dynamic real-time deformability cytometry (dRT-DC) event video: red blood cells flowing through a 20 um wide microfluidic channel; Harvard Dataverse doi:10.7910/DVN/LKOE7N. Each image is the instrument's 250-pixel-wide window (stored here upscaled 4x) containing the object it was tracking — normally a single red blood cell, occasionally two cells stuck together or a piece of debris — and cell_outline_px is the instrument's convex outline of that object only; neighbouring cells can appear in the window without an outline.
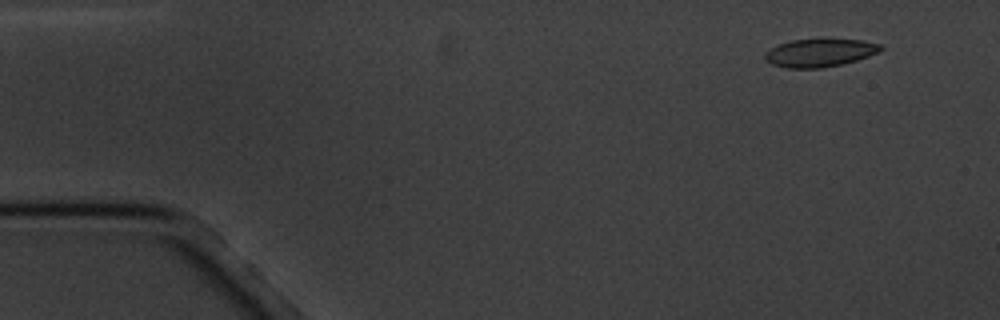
{"species": "common noctule bat (a hibernating species)", "species_latin": "Nyctalus noctula", "temperature_condition": "cold", "stored_images_in_passage": 4, "camera_frame_rate_fps": 3000, "um_per_image_px": 0.085, "animal": {"sex": "male", "body_mass_g": 20.1, "forearm_length_mm": 53.5}, "frame": {"image": 1, "passage_image": 1, "time_ms": 0.0, "image_size_px": [1000, 320], "cell_outline_px": [[884, 48], [880, 52], [856, 60], [840, 64], [820, 68], [788, 68], [772, 64], [764, 60], [764, 52], [780, 44], [792, 40], [864, 40], [880, 44]], "centroid_in_image_um": [69.68, 4.5], "position_along_channel_um": 15.3, "area_um2": 18.61}}
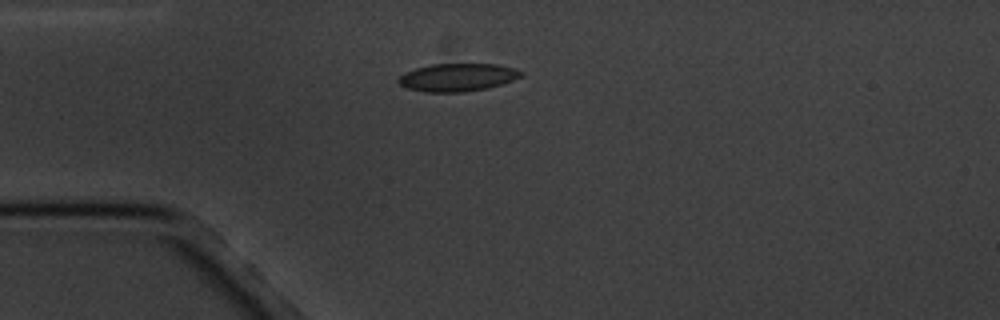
{"frame": {"image": 2, "passage_image": 4, "time_ms": 3.333, "image_size_px": [1000, 320], "cell_outline_px": [[524, 72], [520, 76], [512, 80], [488, 88], [460, 92], [428, 92], [408, 88], [400, 84], [396, 80], [404, 72], [416, 68], [432, 64], [500, 64], [516, 68]], "centroid_in_image_um": [38.89, 6.56], "position_along_channel_um": 46.1, "area_um2": 19.83}}